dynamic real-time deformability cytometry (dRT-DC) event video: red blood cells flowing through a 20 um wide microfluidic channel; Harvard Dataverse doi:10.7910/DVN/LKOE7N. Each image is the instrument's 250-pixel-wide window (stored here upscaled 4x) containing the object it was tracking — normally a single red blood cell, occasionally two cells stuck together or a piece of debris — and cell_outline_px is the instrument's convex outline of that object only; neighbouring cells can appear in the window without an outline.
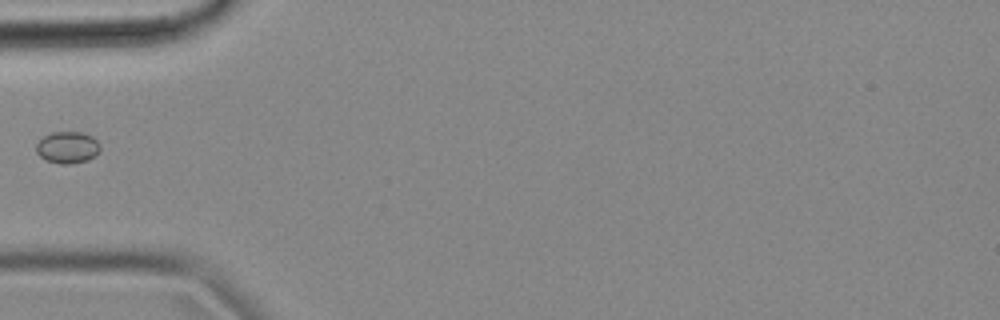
{"species": "common noctule bat (a hibernating species)", "species_latin": "Nyctalus noctula", "temperature_condition": "cold", "stored_images_in_passage": 31, "camera_frame_rate_fps": 3000, "um_per_image_px": 0.085, "animal": {"sex": "female", "body_mass_g": 18.4}, "frame": {"image": 1, "passage_image": 1, "time_ms": 0.0, "image_size_px": [1000, 320], "cell_outline_px": [[100, 148], [88, 160], [68, 164], [60, 164], [48, 160], [40, 156], [36, 152], [36, 144], [44, 136], [52, 132], [80, 132], [92, 136], [100, 144]], "centroid_in_image_um": [5.72, 12.52], "position_along_channel_um": 79.3, "area_um2": 11.62}}